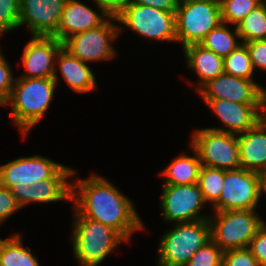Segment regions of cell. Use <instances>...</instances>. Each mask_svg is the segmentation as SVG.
<instances>
[{
    "label": "cell",
    "instance_id": "cell-1",
    "mask_svg": "<svg viewBox=\"0 0 266 266\" xmlns=\"http://www.w3.org/2000/svg\"><path fill=\"white\" fill-rule=\"evenodd\" d=\"M74 216H84L117 231L128 242L132 233L144 228L132 201L107 179L92 174L72 182Z\"/></svg>",
    "mask_w": 266,
    "mask_h": 266
},
{
    "label": "cell",
    "instance_id": "cell-2",
    "mask_svg": "<svg viewBox=\"0 0 266 266\" xmlns=\"http://www.w3.org/2000/svg\"><path fill=\"white\" fill-rule=\"evenodd\" d=\"M54 78H23L15 81L6 106L11 107L12 122L25 136L50 107L56 88Z\"/></svg>",
    "mask_w": 266,
    "mask_h": 266
},
{
    "label": "cell",
    "instance_id": "cell-3",
    "mask_svg": "<svg viewBox=\"0 0 266 266\" xmlns=\"http://www.w3.org/2000/svg\"><path fill=\"white\" fill-rule=\"evenodd\" d=\"M72 226L73 253L81 266H98L126 241L113 228L84 216H74Z\"/></svg>",
    "mask_w": 266,
    "mask_h": 266
},
{
    "label": "cell",
    "instance_id": "cell-4",
    "mask_svg": "<svg viewBox=\"0 0 266 266\" xmlns=\"http://www.w3.org/2000/svg\"><path fill=\"white\" fill-rule=\"evenodd\" d=\"M211 240L208 219L190 223H173L162 235L157 266H185L192 255Z\"/></svg>",
    "mask_w": 266,
    "mask_h": 266
},
{
    "label": "cell",
    "instance_id": "cell-5",
    "mask_svg": "<svg viewBox=\"0 0 266 266\" xmlns=\"http://www.w3.org/2000/svg\"><path fill=\"white\" fill-rule=\"evenodd\" d=\"M254 210L214 212L215 217L208 218L211 240L223 252L249 247L255 234L265 223Z\"/></svg>",
    "mask_w": 266,
    "mask_h": 266
},
{
    "label": "cell",
    "instance_id": "cell-6",
    "mask_svg": "<svg viewBox=\"0 0 266 266\" xmlns=\"http://www.w3.org/2000/svg\"><path fill=\"white\" fill-rule=\"evenodd\" d=\"M75 172L40 155L20 157L0 166V184L19 195L28 185L45 179H69Z\"/></svg>",
    "mask_w": 266,
    "mask_h": 266
},
{
    "label": "cell",
    "instance_id": "cell-7",
    "mask_svg": "<svg viewBox=\"0 0 266 266\" xmlns=\"http://www.w3.org/2000/svg\"><path fill=\"white\" fill-rule=\"evenodd\" d=\"M219 23V0H179L175 12L176 40L183 48L200 44Z\"/></svg>",
    "mask_w": 266,
    "mask_h": 266
},
{
    "label": "cell",
    "instance_id": "cell-8",
    "mask_svg": "<svg viewBox=\"0 0 266 266\" xmlns=\"http://www.w3.org/2000/svg\"><path fill=\"white\" fill-rule=\"evenodd\" d=\"M117 22L115 14H112L100 26L65 39L62 42L63 49L86 64L111 60L116 56L112 42L117 39L122 29Z\"/></svg>",
    "mask_w": 266,
    "mask_h": 266
},
{
    "label": "cell",
    "instance_id": "cell-9",
    "mask_svg": "<svg viewBox=\"0 0 266 266\" xmlns=\"http://www.w3.org/2000/svg\"><path fill=\"white\" fill-rule=\"evenodd\" d=\"M118 22L151 41L176 40L175 12L146 5L127 4L115 14Z\"/></svg>",
    "mask_w": 266,
    "mask_h": 266
},
{
    "label": "cell",
    "instance_id": "cell-10",
    "mask_svg": "<svg viewBox=\"0 0 266 266\" xmlns=\"http://www.w3.org/2000/svg\"><path fill=\"white\" fill-rule=\"evenodd\" d=\"M263 176L243 168L224 170V182L213 211L255 209L262 195Z\"/></svg>",
    "mask_w": 266,
    "mask_h": 266
},
{
    "label": "cell",
    "instance_id": "cell-11",
    "mask_svg": "<svg viewBox=\"0 0 266 266\" xmlns=\"http://www.w3.org/2000/svg\"><path fill=\"white\" fill-rule=\"evenodd\" d=\"M201 165L224 170L241 168L237 135L209 128L196 129L191 136Z\"/></svg>",
    "mask_w": 266,
    "mask_h": 266
},
{
    "label": "cell",
    "instance_id": "cell-12",
    "mask_svg": "<svg viewBox=\"0 0 266 266\" xmlns=\"http://www.w3.org/2000/svg\"><path fill=\"white\" fill-rule=\"evenodd\" d=\"M162 190L161 208L165 222L190 223L210 217L200 215L206 203L198 183L163 185Z\"/></svg>",
    "mask_w": 266,
    "mask_h": 266
},
{
    "label": "cell",
    "instance_id": "cell-13",
    "mask_svg": "<svg viewBox=\"0 0 266 266\" xmlns=\"http://www.w3.org/2000/svg\"><path fill=\"white\" fill-rule=\"evenodd\" d=\"M262 89L263 86L254 79L223 73L204 84L197 93L203 99H227L241 104H260Z\"/></svg>",
    "mask_w": 266,
    "mask_h": 266
},
{
    "label": "cell",
    "instance_id": "cell-14",
    "mask_svg": "<svg viewBox=\"0 0 266 266\" xmlns=\"http://www.w3.org/2000/svg\"><path fill=\"white\" fill-rule=\"evenodd\" d=\"M67 0H20L18 26L26 24L31 36H53L57 32Z\"/></svg>",
    "mask_w": 266,
    "mask_h": 266
},
{
    "label": "cell",
    "instance_id": "cell-15",
    "mask_svg": "<svg viewBox=\"0 0 266 266\" xmlns=\"http://www.w3.org/2000/svg\"><path fill=\"white\" fill-rule=\"evenodd\" d=\"M23 50L22 61L26 73L23 78H52L62 43L53 36H31Z\"/></svg>",
    "mask_w": 266,
    "mask_h": 266
},
{
    "label": "cell",
    "instance_id": "cell-16",
    "mask_svg": "<svg viewBox=\"0 0 266 266\" xmlns=\"http://www.w3.org/2000/svg\"><path fill=\"white\" fill-rule=\"evenodd\" d=\"M226 129L209 128L234 135L242 134L259 122L260 104H241L227 99H203Z\"/></svg>",
    "mask_w": 266,
    "mask_h": 266
},
{
    "label": "cell",
    "instance_id": "cell-17",
    "mask_svg": "<svg viewBox=\"0 0 266 266\" xmlns=\"http://www.w3.org/2000/svg\"><path fill=\"white\" fill-rule=\"evenodd\" d=\"M112 14L97 13L80 0H67L61 14L57 32L53 37L61 43L72 35L103 24Z\"/></svg>",
    "mask_w": 266,
    "mask_h": 266
},
{
    "label": "cell",
    "instance_id": "cell-18",
    "mask_svg": "<svg viewBox=\"0 0 266 266\" xmlns=\"http://www.w3.org/2000/svg\"><path fill=\"white\" fill-rule=\"evenodd\" d=\"M241 168L260 174L266 172V128L258 122L237 135Z\"/></svg>",
    "mask_w": 266,
    "mask_h": 266
},
{
    "label": "cell",
    "instance_id": "cell-19",
    "mask_svg": "<svg viewBox=\"0 0 266 266\" xmlns=\"http://www.w3.org/2000/svg\"><path fill=\"white\" fill-rule=\"evenodd\" d=\"M56 60L59 67H55V74L53 76L56 83H58L59 79L57 75V70L59 69L64 81L75 92L86 93L97 88L94 73L86 63L70 55L63 48L59 51Z\"/></svg>",
    "mask_w": 266,
    "mask_h": 266
},
{
    "label": "cell",
    "instance_id": "cell-20",
    "mask_svg": "<svg viewBox=\"0 0 266 266\" xmlns=\"http://www.w3.org/2000/svg\"><path fill=\"white\" fill-rule=\"evenodd\" d=\"M72 182L69 179H45L28 187L18 195L19 206L29 203H51L64 200L71 201Z\"/></svg>",
    "mask_w": 266,
    "mask_h": 266
},
{
    "label": "cell",
    "instance_id": "cell-21",
    "mask_svg": "<svg viewBox=\"0 0 266 266\" xmlns=\"http://www.w3.org/2000/svg\"><path fill=\"white\" fill-rule=\"evenodd\" d=\"M183 49L188 68L195 71L199 78L197 87L195 86L196 91L208 81L224 73L223 58L214 52L200 44L189 45Z\"/></svg>",
    "mask_w": 266,
    "mask_h": 266
},
{
    "label": "cell",
    "instance_id": "cell-22",
    "mask_svg": "<svg viewBox=\"0 0 266 266\" xmlns=\"http://www.w3.org/2000/svg\"><path fill=\"white\" fill-rule=\"evenodd\" d=\"M194 157L181 154L174 158L162 171L164 184L162 185H189L198 183L201 161L196 150Z\"/></svg>",
    "mask_w": 266,
    "mask_h": 266
},
{
    "label": "cell",
    "instance_id": "cell-23",
    "mask_svg": "<svg viewBox=\"0 0 266 266\" xmlns=\"http://www.w3.org/2000/svg\"><path fill=\"white\" fill-rule=\"evenodd\" d=\"M19 234L0 238V266H40L31 249L22 244Z\"/></svg>",
    "mask_w": 266,
    "mask_h": 266
},
{
    "label": "cell",
    "instance_id": "cell-24",
    "mask_svg": "<svg viewBox=\"0 0 266 266\" xmlns=\"http://www.w3.org/2000/svg\"><path fill=\"white\" fill-rule=\"evenodd\" d=\"M232 30H229L227 23L221 22L205 36L200 45L224 59L242 44L237 41L240 36L236 26Z\"/></svg>",
    "mask_w": 266,
    "mask_h": 266
},
{
    "label": "cell",
    "instance_id": "cell-25",
    "mask_svg": "<svg viewBox=\"0 0 266 266\" xmlns=\"http://www.w3.org/2000/svg\"><path fill=\"white\" fill-rule=\"evenodd\" d=\"M241 43L266 39V9L261 3L236 25Z\"/></svg>",
    "mask_w": 266,
    "mask_h": 266
},
{
    "label": "cell",
    "instance_id": "cell-26",
    "mask_svg": "<svg viewBox=\"0 0 266 266\" xmlns=\"http://www.w3.org/2000/svg\"><path fill=\"white\" fill-rule=\"evenodd\" d=\"M224 182V169L201 165L198 185L205 203L212 206L219 200Z\"/></svg>",
    "mask_w": 266,
    "mask_h": 266
},
{
    "label": "cell",
    "instance_id": "cell-27",
    "mask_svg": "<svg viewBox=\"0 0 266 266\" xmlns=\"http://www.w3.org/2000/svg\"><path fill=\"white\" fill-rule=\"evenodd\" d=\"M224 73L244 79H254L252 65L247 46L242 43L223 59Z\"/></svg>",
    "mask_w": 266,
    "mask_h": 266
},
{
    "label": "cell",
    "instance_id": "cell-28",
    "mask_svg": "<svg viewBox=\"0 0 266 266\" xmlns=\"http://www.w3.org/2000/svg\"><path fill=\"white\" fill-rule=\"evenodd\" d=\"M221 22L234 27L242 21L253 9L261 4L260 0H219Z\"/></svg>",
    "mask_w": 266,
    "mask_h": 266
},
{
    "label": "cell",
    "instance_id": "cell-29",
    "mask_svg": "<svg viewBox=\"0 0 266 266\" xmlns=\"http://www.w3.org/2000/svg\"><path fill=\"white\" fill-rule=\"evenodd\" d=\"M223 251L212 240L199 248L185 266H222Z\"/></svg>",
    "mask_w": 266,
    "mask_h": 266
},
{
    "label": "cell",
    "instance_id": "cell-30",
    "mask_svg": "<svg viewBox=\"0 0 266 266\" xmlns=\"http://www.w3.org/2000/svg\"><path fill=\"white\" fill-rule=\"evenodd\" d=\"M20 0H0V34L19 28Z\"/></svg>",
    "mask_w": 266,
    "mask_h": 266
},
{
    "label": "cell",
    "instance_id": "cell-31",
    "mask_svg": "<svg viewBox=\"0 0 266 266\" xmlns=\"http://www.w3.org/2000/svg\"><path fill=\"white\" fill-rule=\"evenodd\" d=\"M222 266H260L251 250L247 248L233 249L223 252Z\"/></svg>",
    "mask_w": 266,
    "mask_h": 266
},
{
    "label": "cell",
    "instance_id": "cell-32",
    "mask_svg": "<svg viewBox=\"0 0 266 266\" xmlns=\"http://www.w3.org/2000/svg\"><path fill=\"white\" fill-rule=\"evenodd\" d=\"M11 66L0 51V106H6L12 87L14 84V77Z\"/></svg>",
    "mask_w": 266,
    "mask_h": 266
},
{
    "label": "cell",
    "instance_id": "cell-33",
    "mask_svg": "<svg viewBox=\"0 0 266 266\" xmlns=\"http://www.w3.org/2000/svg\"><path fill=\"white\" fill-rule=\"evenodd\" d=\"M19 206L18 195L12 189L0 184V224L17 212Z\"/></svg>",
    "mask_w": 266,
    "mask_h": 266
},
{
    "label": "cell",
    "instance_id": "cell-34",
    "mask_svg": "<svg viewBox=\"0 0 266 266\" xmlns=\"http://www.w3.org/2000/svg\"><path fill=\"white\" fill-rule=\"evenodd\" d=\"M250 54L254 69L266 71V39L244 43Z\"/></svg>",
    "mask_w": 266,
    "mask_h": 266
},
{
    "label": "cell",
    "instance_id": "cell-35",
    "mask_svg": "<svg viewBox=\"0 0 266 266\" xmlns=\"http://www.w3.org/2000/svg\"><path fill=\"white\" fill-rule=\"evenodd\" d=\"M260 266H266V223L258 230L248 247Z\"/></svg>",
    "mask_w": 266,
    "mask_h": 266
},
{
    "label": "cell",
    "instance_id": "cell-36",
    "mask_svg": "<svg viewBox=\"0 0 266 266\" xmlns=\"http://www.w3.org/2000/svg\"><path fill=\"white\" fill-rule=\"evenodd\" d=\"M179 0H131L129 4L146 5L165 12H176Z\"/></svg>",
    "mask_w": 266,
    "mask_h": 266
},
{
    "label": "cell",
    "instance_id": "cell-37",
    "mask_svg": "<svg viewBox=\"0 0 266 266\" xmlns=\"http://www.w3.org/2000/svg\"><path fill=\"white\" fill-rule=\"evenodd\" d=\"M100 13L116 14L122 7L129 4L131 0H93Z\"/></svg>",
    "mask_w": 266,
    "mask_h": 266
},
{
    "label": "cell",
    "instance_id": "cell-38",
    "mask_svg": "<svg viewBox=\"0 0 266 266\" xmlns=\"http://www.w3.org/2000/svg\"><path fill=\"white\" fill-rule=\"evenodd\" d=\"M259 122L266 128V87L262 89L260 97Z\"/></svg>",
    "mask_w": 266,
    "mask_h": 266
},
{
    "label": "cell",
    "instance_id": "cell-39",
    "mask_svg": "<svg viewBox=\"0 0 266 266\" xmlns=\"http://www.w3.org/2000/svg\"><path fill=\"white\" fill-rule=\"evenodd\" d=\"M262 192L266 194V178H263V190H262Z\"/></svg>",
    "mask_w": 266,
    "mask_h": 266
},
{
    "label": "cell",
    "instance_id": "cell-40",
    "mask_svg": "<svg viewBox=\"0 0 266 266\" xmlns=\"http://www.w3.org/2000/svg\"><path fill=\"white\" fill-rule=\"evenodd\" d=\"M262 176H263V178H266V172Z\"/></svg>",
    "mask_w": 266,
    "mask_h": 266
}]
</instances>
